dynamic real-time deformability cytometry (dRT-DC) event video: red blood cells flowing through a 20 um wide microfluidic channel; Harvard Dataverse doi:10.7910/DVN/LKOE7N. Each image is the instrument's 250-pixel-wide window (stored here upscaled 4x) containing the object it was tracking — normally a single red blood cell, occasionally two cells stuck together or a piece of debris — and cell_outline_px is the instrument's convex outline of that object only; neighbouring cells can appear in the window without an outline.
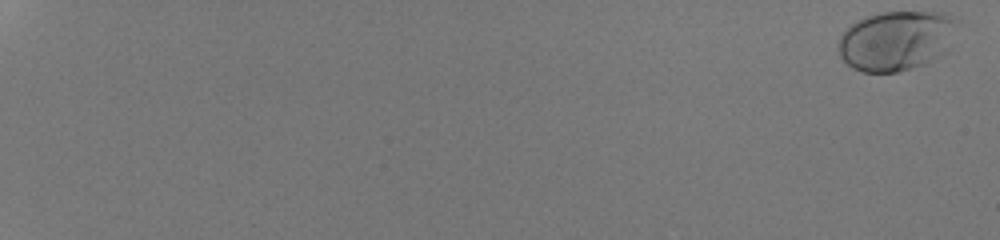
{"species": "human", "species_latin": "Homo sapiens", "temperature_condition": "room temperature", "stored_images_in_passage": 55, "camera_frame_rate_fps": 3000, "um_per_image_px": 0.085, "donor": {"sex": "male"}, "frame": {"image": 1, "passage_image": 1, "time_ms": 0.0, "image_size_px": [1000, 240], "cell_outline_px": [[960, 16], [932, 56], [924, 64], [896, 72], [864, 72], [852, 68], [840, 56], [840, 36], [852, 24], [868, 16], [880, 12], [944, 12]], "centroid_in_image_um": [76.04, 3.42], "position_along_channel_um": 9.0, "area_um2": 39.3}}
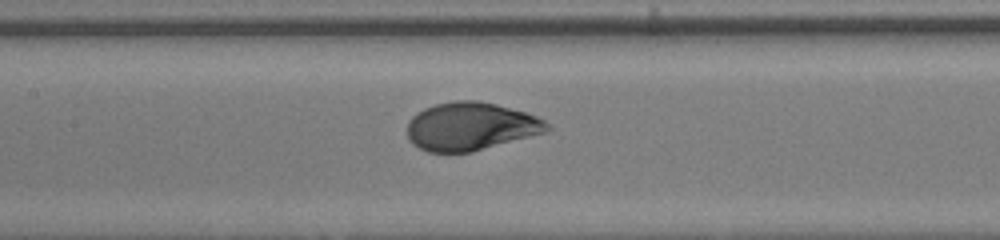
{"frame": {"image": 2, "passage_image": 32, "time_ms": 10.333, "image_size_px": [1000, 240], "cell_outline_px": [[552, 128], [548, 132], [472, 152], [428, 152], [412, 144], [408, 140], [408, 120], [412, 116], [424, 108], [436, 104], [456, 100], [476, 100], [496, 104], [524, 112], [536, 116], [544, 120]], "centroid_in_image_um": [40.01, 10.75], "position_along_channel_um": 167.4, "area_um2": 39.3}}
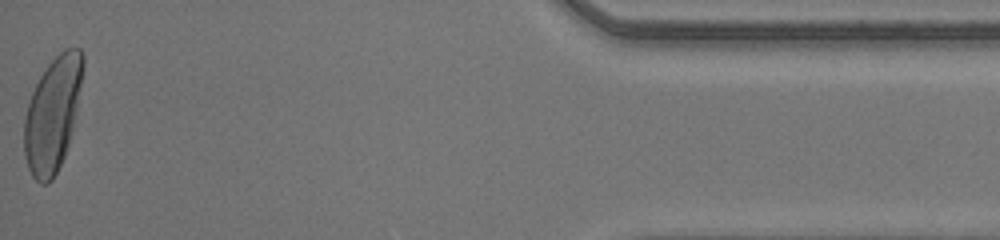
{"frame": {"image": 3, "passage_image": 55, "time_ms": 18.0, "image_size_px": [1000, 240], "cell_outline_px": [[84, 68], [72, 128], [68, 144], [64, 156], [52, 180], [48, 184], [40, 184], [32, 176], [28, 168], [24, 152], [24, 120], [28, 104], [32, 92], [40, 76], [48, 64], [64, 48], [80, 48], [84, 56]], "centroid_in_image_um": [4.46, 9.7], "position_along_channel_um": 430.7, "area_um2": 38.73}, "authors_computed_cell_mechanics": {"area_um2": 38.3792, "velocity_mm_per_s": 4.2086, "shape_relaxation_time_tau1_ms": 2.3716, "shape_relaxation_time_tau2_ms": null, "deformation_change_tau1": 0.169, "deformation_change_tau2": null}}